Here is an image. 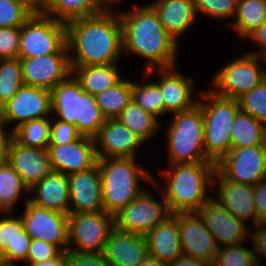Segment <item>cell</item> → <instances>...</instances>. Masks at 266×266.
<instances>
[{
  "label": "cell",
  "mask_w": 266,
  "mask_h": 266,
  "mask_svg": "<svg viewBox=\"0 0 266 266\" xmlns=\"http://www.w3.org/2000/svg\"><path fill=\"white\" fill-rule=\"evenodd\" d=\"M122 28L123 54L143 58V72L177 65L179 45L164 29L159 16L149 4H134L118 13ZM179 51V52H178Z\"/></svg>",
  "instance_id": "6da1fadb"
},
{
  "label": "cell",
  "mask_w": 266,
  "mask_h": 266,
  "mask_svg": "<svg viewBox=\"0 0 266 266\" xmlns=\"http://www.w3.org/2000/svg\"><path fill=\"white\" fill-rule=\"evenodd\" d=\"M71 66L114 64L123 54L119 14L100 12L66 24Z\"/></svg>",
  "instance_id": "7a4b0ae2"
},
{
  "label": "cell",
  "mask_w": 266,
  "mask_h": 266,
  "mask_svg": "<svg viewBox=\"0 0 266 266\" xmlns=\"http://www.w3.org/2000/svg\"><path fill=\"white\" fill-rule=\"evenodd\" d=\"M159 168L153 183L161 190L170 214L197 212L213 197L216 164L195 162ZM161 176V177H160ZM159 178L163 180L159 181Z\"/></svg>",
  "instance_id": "3957f363"
},
{
  "label": "cell",
  "mask_w": 266,
  "mask_h": 266,
  "mask_svg": "<svg viewBox=\"0 0 266 266\" xmlns=\"http://www.w3.org/2000/svg\"><path fill=\"white\" fill-rule=\"evenodd\" d=\"M104 211L113 217L151 185L153 173L137 158H97ZM145 167V168H144Z\"/></svg>",
  "instance_id": "277c9868"
},
{
  "label": "cell",
  "mask_w": 266,
  "mask_h": 266,
  "mask_svg": "<svg viewBox=\"0 0 266 266\" xmlns=\"http://www.w3.org/2000/svg\"><path fill=\"white\" fill-rule=\"evenodd\" d=\"M51 116L75 125L82 136L91 138L106 120L95 96L85 92L73 74L51 89Z\"/></svg>",
  "instance_id": "5b68a950"
},
{
  "label": "cell",
  "mask_w": 266,
  "mask_h": 266,
  "mask_svg": "<svg viewBox=\"0 0 266 266\" xmlns=\"http://www.w3.org/2000/svg\"><path fill=\"white\" fill-rule=\"evenodd\" d=\"M164 131L167 142L165 165L211 162L204 148V122L201 105L172 114Z\"/></svg>",
  "instance_id": "8992f818"
},
{
  "label": "cell",
  "mask_w": 266,
  "mask_h": 266,
  "mask_svg": "<svg viewBox=\"0 0 266 266\" xmlns=\"http://www.w3.org/2000/svg\"><path fill=\"white\" fill-rule=\"evenodd\" d=\"M198 103L204 122V148L207 158L217 164L231 150V129L237 113L238 101L221 97L202 88Z\"/></svg>",
  "instance_id": "52a82bcc"
},
{
  "label": "cell",
  "mask_w": 266,
  "mask_h": 266,
  "mask_svg": "<svg viewBox=\"0 0 266 266\" xmlns=\"http://www.w3.org/2000/svg\"><path fill=\"white\" fill-rule=\"evenodd\" d=\"M225 63L209 79L208 85L210 90L221 97L237 100L266 78L264 57L246 52Z\"/></svg>",
  "instance_id": "ba28073f"
},
{
  "label": "cell",
  "mask_w": 266,
  "mask_h": 266,
  "mask_svg": "<svg viewBox=\"0 0 266 266\" xmlns=\"http://www.w3.org/2000/svg\"><path fill=\"white\" fill-rule=\"evenodd\" d=\"M69 53L66 24L43 13H34L20 27L18 58Z\"/></svg>",
  "instance_id": "9c48e42d"
},
{
  "label": "cell",
  "mask_w": 266,
  "mask_h": 266,
  "mask_svg": "<svg viewBox=\"0 0 266 266\" xmlns=\"http://www.w3.org/2000/svg\"><path fill=\"white\" fill-rule=\"evenodd\" d=\"M114 227V217L105 211L69 213L67 251L103 253Z\"/></svg>",
  "instance_id": "30bf717a"
},
{
  "label": "cell",
  "mask_w": 266,
  "mask_h": 266,
  "mask_svg": "<svg viewBox=\"0 0 266 266\" xmlns=\"http://www.w3.org/2000/svg\"><path fill=\"white\" fill-rule=\"evenodd\" d=\"M151 186L160 192V198L158 199L150 190H144L114 216V225L117 229L145 236L170 215L163 193L154 183Z\"/></svg>",
  "instance_id": "8fae6325"
},
{
  "label": "cell",
  "mask_w": 266,
  "mask_h": 266,
  "mask_svg": "<svg viewBox=\"0 0 266 266\" xmlns=\"http://www.w3.org/2000/svg\"><path fill=\"white\" fill-rule=\"evenodd\" d=\"M177 66L155 68L145 72L153 79L154 74L157 73L156 75H158L156 76L158 79L154 82L160 87L164 99V115L192 109L198 104L199 94L201 93V89L198 88V91L195 89L196 80L189 75L178 72ZM195 93H198L197 97Z\"/></svg>",
  "instance_id": "7c38bea8"
},
{
  "label": "cell",
  "mask_w": 266,
  "mask_h": 266,
  "mask_svg": "<svg viewBox=\"0 0 266 266\" xmlns=\"http://www.w3.org/2000/svg\"><path fill=\"white\" fill-rule=\"evenodd\" d=\"M4 123L13 132L29 120L51 116V90L22 85L17 93L0 108ZM12 127V128H11Z\"/></svg>",
  "instance_id": "4fadbf2b"
},
{
  "label": "cell",
  "mask_w": 266,
  "mask_h": 266,
  "mask_svg": "<svg viewBox=\"0 0 266 266\" xmlns=\"http://www.w3.org/2000/svg\"><path fill=\"white\" fill-rule=\"evenodd\" d=\"M20 218L24 230L32 239L56 245L61 251L68 249V214L48 210L26 200Z\"/></svg>",
  "instance_id": "5bb4252c"
},
{
  "label": "cell",
  "mask_w": 266,
  "mask_h": 266,
  "mask_svg": "<svg viewBox=\"0 0 266 266\" xmlns=\"http://www.w3.org/2000/svg\"><path fill=\"white\" fill-rule=\"evenodd\" d=\"M216 169L228 180L254 186L266 178V145L231 148Z\"/></svg>",
  "instance_id": "9a60e30c"
},
{
  "label": "cell",
  "mask_w": 266,
  "mask_h": 266,
  "mask_svg": "<svg viewBox=\"0 0 266 266\" xmlns=\"http://www.w3.org/2000/svg\"><path fill=\"white\" fill-rule=\"evenodd\" d=\"M197 214L214 236L219 248L249 242V225L236 218L215 198L205 202Z\"/></svg>",
  "instance_id": "2e32d148"
},
{
  "label": "cell",
  "mask_w": 266,
  "mask_h": 266,
  "mask_svg": "<svg viewBox=\"0 0 266 266\" xmlns=\"http://www.w3.org/2000/svg\"><path fill=\"white\" fill-rule=\"evenodd\" d=\"M213 193L216 201L245 224L252 222L249 225L255 226L260 223L255 208L254 186L228 180L216 169Z\"/></svg>",
  "instance_id": "e0dca14e"
},
{
  "label": "cell",
  "mask_w": 266,
  "mask_h": 266,
  "mask_svg": "<svg viewBox=\"0 0 266 266\" xmlns=\"http://www.w3.org/2000/svg\"><path fill=\"white\" fill-rule=\"evenodd\" d=\"M25 85L48 90L72 74L69 53H53L36 58H20Z\"/></svg>",
  "instance_id": "ac0fdd59"
},
{
  "label": "cell",
  "mask_w": 266,
  "mask_h": 266,
  "mask_svg": "<svg viewBox=\"0 0 266 266\" xmlns=\"http://www.w3.org/2000/svg\"><path fill=\"white\" fill-rule=\"evenodd\" d=\"M177 221L183 254L212 264L219 247L197 212L177 213Z\"/></svg>",
  "instance_id": "d6986e66"
},
{
  "label": "cell",
  "mask_w": 266,
  "mask_h": 266,
  "mask_svg": "<svg viewBox=\"0 0 266 266\" xmlns=\"http://www.w3.org/2000/svg\"><path fill=\"white\" fill-rule=\"evenodd\" d=\"M97 158H138L145 143L119 119H106L94 137Z\"/></svg>",
  "instance_id": "ffe728a7"
},
{
  "label": "cell",
  "mask_w": 266,
  "mask_h": 266,
  "mask_svg": "<svg viewBox=\"0 0 266 266\" xmlns=\"http://www.w3.org/2000/svg\"><path fill=\"white\" fill-rule=\"evenodd\" d=\"M6 161L30 189L53 171L47 148L26 147L10 139Z\"/></svg>",
  "instance_id": "44dd1931"
},
{
  "label": "cell",
  "mask_w": 266,
  "mask_h": 266,
  "mask_svg": "<svg viewBox=\"0 0 266 266\" xmlns=\"http://www.w3.org/2000/svg\"><path fill=\"white\" fill-rule=\"evenodd\" d=\"M69 213L104 211L101 172L98 163L90 169L68 175Z\"/></svg>",
  "instance_id": "7402d4cb"
},
{
  "label": "cell",
  "mask_w": 266,
  "mask_h": 266,
  "mask_svg": "<svg viewBox=\"0 0 266 266\" xmlns=\"http://www.w3.org/2000/svg\"><path fill=\"white\" fill-rule=\"evenodd\" d=\"M47 149L53 171L67 176L88 170L97 163L94 138L88 136L67 144H49Z\"/></svg>",
  "instance_id": "603a6c76"
},
{
  "label": "cell",
  "mask_w": 266,
  "mask_h": 266,
  "mask_svg": "<svg viewBox=\"0 0 266 266\" xmlns=\"http://www.w3.org/2000/svg\"><path fill=\"white\" fill-rule=\"evenodd\" d=\"M102 254L111 266H139L148 255L146 237L114 227Z\"/></svg>",
  "instance_id": "cb8c5ba5"
},
{
  "label": "cell",
  "mask_w": 266,
  "mask_h": 266,
  "mask_svg": "<svg viewBox=\"0 0 266 266\" xmlns=\"http://www.w3.org/2000/svg\"><path fill=\"white\" fill-rule=\"evenodd\" d=\"M149 4L167 33L180 45L185 33L198 19L194 0H152Z\"/></svg>",
  "instance_id": "d4e9b609"
},
{
  "label": "cell",
  "mask_w": 266,
  "mask_h": 266,
  "mask_svg": "<svg viewBox=\"0 0 266 266\" xmlns=\"http://www.w3.org/2000/svg\"><path fill=\"white\" fill-rule=\"evenodd\" d=\"M29 201L59 213L69 214L68 176L52 171L29 189Z\"/></svg>",
  "instance_id": "484cf974"
},
{
  "label": "cell",
  "mask_w": 266,
  "mask_h": 266,
  "mask_svg": "<svg viewBox=\"0 0 266 266\" xmlns=\"http://www.w3.org/2000/svg\"><path fill=\"white\" fill-rule=\"evenodd\" d=\"M148 254L170 265L183 252L178 230L177 213L170 214L146 235Z\"/></svg>",
  "instance_id": "4316f807"
},
{
  "label": "cell",
  "mask_w": 266,
  "mask_h": 266,
  "mask_svg": "<svg viewBox=\"0 0 266 266\" xmlns=\"http://www.w3.org/2000/svg\"><path fill=\"white\" fill-rule=\"evenodd\" d=\"M120 66L98 64L88 66H71L72 74L80 82L82 89L93 96L115 86L124 77L119 73Z\"/></svg>",
  "instance_id": "83f0119b"
},
{
  "label": "cell",
  "mask_w": 266,
  "mask_h": 266,
  "mask_svg": "<svg viewBox=\"0 0 266 266\" xmlns=\"http://www.w3.org/2000/svg\"><path fill=\"white\" fill-rule=\"evenodd\" d=\"M229 29L241 40L266 22V0H238L236 14Z\"/></svg>",
  "instance_id": "f1b7e54d"
},
{
  "label": "cell",
  "mask_w": 266,
  "mask_h": 266,
  "mask_svg": "<svg viewBox=\"0 0 266 266\" xmlns=\"http://www.w3.org/2000/svg\"><path fill=\"white\" fill-rule=\"evenodd\" d=\"M29 200V188L13 167L4 161L0 164V213L15 212L14 207L21 202Z\"/></svg>",
  "instance_id": "f546056e"
},
{
  "label": "cell",
  "mask_w": 266,
  "mask_h": 266,
  "mask_svg": "<svg viewBox=\"0 0 266 266\" xmlns=\"http://www.w3.org/2000/svg\"><path fill=\"white\" fill-rule=\"evenodd\" d=\"M266 145V125L239 111L231 129V148Z\"/></svg>",
  "instance_id": "4dcf8cb0"
},
{
  "label": "cell",
  "mask_w": 266,
  "mask_h": 266,
  "mask_svg": "<svg viewBox=\"0 0 266 266\" xmlns=\"http://www.w3.org/2000/svg\"><path fill=\"white\" fill-rule=\"evenodd\" d=\"M117 119L144 143H148L150 140L153 141L162 126L156 117L146 112L133 100L123 109Z\"/></svg>",
  "instance_id": "1f68e13d"
},
{
  "label": "cell",
  "mask_w": 266,
  "mask_h": 266,
  "mask_svg": "<svg viewBox=\"0 0 266 266\" xmlns=\"http://www.w3.org/2000/svg\"><path fill=\"white\" fill-rule=\"evenodd\" d=\"M100 12L92 0H44L42 10L43 14L65 24Z\"/></svg>",
  "instance_id": "d6a6232c"
},
{
  "label": "cell",
  "mask_w": 266,
  "mask_h": 266,
  "mask_svg": "<svg viewBox=\"0 0 266 266\" xmlns=\"http://www.w3.org/2000/svg\"><path fill=\"white\" fill-rule=\"evenodd\" d=\"M132 100V80L123 78L115 86L95 95L99 109L106 119L118 118Z\"/></svg>",
  "instance_id": "836d02e7"
},
{
  "label": "cell",
  "mask_w": 266,
  "mask_h": 266,
  "mask_svg": "<svg viewBox=\"0 0 266 266\" xmlns=\"http://www.w3.org/2000/svg\"><path fill=\"white\" fill-rule=\"evenodd\" d=\"M141 75L143 80H132V100L161 121L160 117H164V99L160 87L145 72L142 71Z\"/></svg>",
  "instance_id": "e575fe53"
},
{
  "label": "cell",
  "mask_w": 266,
  "mask_h": 266,
  "mask_svg": "<svg viewBox=\"0 0 266 266\" xmlns=\"http://www.w3.org/2000/svg\"><path fill=\"white\" fill-rule=\"evenodd\" d=\"M51 117L29 120L12 132V137L26 147L48 148Z\"/></svg>",
  "instance_id": "d590c367"
},
{
  "label": "cell",
  "mask_w": 266,
  "mask_h": 266,
  "mask_svg": "<svg viewBox=\"0 0 266 266\" xmlns=\"http://www.w3.org/2000/svg\"><path fill=\"white\" fill-rule=\"evenodd\" d=\"M24 85L20 58L0 59V108Z\"/></svg>",
  "instance_id": "8d00e7d4"
},
{
  "label": "cell",
  "mask_w": 266,
  "mask_h": 266,
  "mask_svg": "<svg viewBox=\"0 0 266 266\" xmlns=\"http://www.w3.org/2000/svg\"><path fill=\"white\" fill-rule=\"evenodd\" d=\"M244 243L220 247L211 266H252L256 261L252 245Z\"/></svg>",
  "instance_id": "74e56055"
},
{
  "label": "cell",
  "mask_w": 266,
  "mask_h": 266,
  "mask_svg": "<svg viewBox=\"0 0 266 266\" xmlns=\"http://www.w3.org/2000/svg\"><path fill=\"white\" fill-rule=\"evenodd\" d=\"M237 101L240 111L266 125V78Z\"/></svg>",
  "instance_id": "f35d334b"
},
{
  "label": "cell",
  "mask_w": 266,
  "mask_h": 266,
  "mask_svg": "<svg viewBox=\"0 0 266 266\" xmlns=\"http://www.w3.org/2000/svg\"><path fill=\"white\" fill-rule=\"evenodd\" d=\"M198 18L200 16L227 21L226 25L232 23L237 8L238 0H194ZM232 19L231 22L228 21ZM226 19V20H225Z\"/></svg>",
  "instance_id": "ab89813d"
},
{
  "label": "cell",
  "mask_w": 266,
  "mask_h": 266,
  "mask_svg": "<svg viewBox=\"0 0 266 266\" xmlns=\"http://www.w3.org/2000/svg\"><path fill=\"white\" fill-rule=\"evenodd\" d=\"M34 13L16 0H0V28L21 27Z\"/></svg>",
  "instance_id": "60d3db41"
},
{
  "label": "cell",
  "mask_w": 266,
  "mask_h": 266,
  "mask_svg": "<svg viewBox=\"0 0 266 266\" xmlns=\"http://www.w3.org/2000/svg\"><path fill=\"white\" fill-rule=\"evenodd\" d=\"M0 253L2 254L8 245H12L19 233L24 229L19 213H0ZM18 215V216H17Z\"/></svg>",
  "instance_id": "b9f144b4"
},
{
  "label": "cell",
  "mask_w": 266,
  "mask_h": 266,
  "mask_svg": "<svg viewBox=\"0 0 266 266\" xmlns=\"http://www.w3.org/2000/svg\"><path fill=\"white\" fill-rule=\"evenodd\" d=\"M31 240L32 238L23 229L16 241L12 245H8V248L2 253L3 261L10 266L26 264Z\"/></svg>",
  "instance_id": "7bdbcfd3"
},
{
  "label": "cell",
  "mask_w": 266,
  "mask_h": 266,
  "mask_svg": "<svg viewBox=\"0 0 266 266\" xmlns=\"http://www.w3.org/2000/svg\"><path fill=\"white\" fill-rule=\"evenodd\" d=\"M81 136L75 125L51 117L49 144H67L77 140Z\"/></svg>",
  "instance_id": "ee69618b"
},
{
  "label": "cell",
  "mask_w": 266,
  "mask_h": 266,
  "mask_svg": "<svg viewBox=\"0 0 266 266\" xmlns=\"http://www.w3.org/2000/svg\"><path fill=\"white\" fill-rule=\"evenodd\" d=\"M20 27L0 28V59L18 58Z\"/></svg>",
  "instance_id": "f6af8a7d"
},
{
  "label": "cell",
  "mask_w": 266,
  "mask_h": 266,
  "mask_svg": "<svg viewBox=\"0 0 266 266\" xmlns=\"http://www.w3.org/2000/svg\"><path fill=\"white\" fill-rule=\"evenodd\" d=\"M61 250L49 242L40 239H32L29 251L27 262H41L47 261L52 258H55Z\"/></svg>",
  "instance_id": "bcb514c9"
},
{
  "label": "cell",
  "mask_w": 266,
  "mask_h": 266,
  "mask_svg": "<svg viewBox=\"0 0 266 266\" xmlns=\"http://www.w3.org/2000/svg\"><path fill=\"white\" fill-rule=\"evenodd\" d=\"M253 228V229H252ZM249 242L252 245L255 259L258 262L266 261V222L249 227Z\"/></svg>",
  "instance_id": "7dc6e473"
},
{
  "label": "cell",
  "mask_w": 266,
  "mask_h": 266,
  "mask_svg": "<svg viewBox=\"0 0 266 266\" xmlns=\"http://www.w3.org/2000/svg\"><path fill=\"white\" fill-rule=\"evenodd\" d=\"M67 266H111L102 253L67 251Z\"/></svg>",
  "instance_id": "c3c4849f"
},
{
  "label": "cell",
  "mask_w": 266,
  "mask_h": 266,
  "mask_svg": "<svg viewBox=\"0 0 266 266\" xmlns=\"http://www.w3.org/2000/svg\"><path fill=\"white\" fill-rule=\"evenodd\" d=\"M254 200L258 220L266 222V178L254 185Z\"/></svg>",
  "instance_id": "681fc988"
},
{
  "label": "cell",
  "mask_w": 266,
  "mask_h": 266,
  "mask_svg": "<svg viewBox=\"0 0 266 266\" xmlns=\"http://www.w3.org/2000/svg\"><path fill=\"white\" fill-rule=\"evenodd\" d=\"M253 44L257 45V51H248L247 53L264 57L266 55V22L252 32L247 38Z\"/></svg>",
  "instance_id": "f907efd6"
},
{
  "label": "cell",
  "mask_w": 266,
  "mask_h": 266,
  "mask_svg": "<svg viewBox=\"0 0 266 266\" xmlns=\"http://www.w3.org/2000/svg\"><path fill=\"white\" fill-rule=\"evenodd\" d=\"M11 138H12V131L4 123L0 115V164L6 161L7 148Z\"/></svg>",
  "instance_id": "816d5d0a"
},
{
  "label": "cell",
  "mask_w": 266,
  "mask_h": 266,
  "mask_svg": "<svg viewBox=\"0 0 266 266\" xmlns=\"http://www.w3.org/2000/svg\"><path fill=\"white\" fill-rule=\"evenodd\" d=\"M27 266H67V251H61L55 258L41 262H27Z\"/></svg>",
  "instance_id": "f5cc1de1"
},
{
  "label": "cell",
  "mask_w": 266,
  "mask_h": 266,
  "mask_svg": "<svg viewBox=\"0 0 266 266\" xmlns=\"http://www.w3.org/2000/svg\"><path fill=\"white\" fill-rule=\"evenodd\" d=\"M169 266H211L207 261L182 254Z\"/></svg>",
  "instance_id": "db71d44e"
},
{
  "label": "cell",
  "mask_w": 266,
  "mask_h": 266,
  "mask_svg": "<svg viewBox=\"0 0 266 266\" xmlns=\"http://www.w3.org/2000/svg\"><path fill=\"white\" fill-rule=\"evenodd\" d=\"M93 4L101 11V12H120V8L117 9V5H123L124 0H92ZM120 3V4H119ZM115 7V8H114ZM116 9V10H115Z\"/></svg>",
  "instance_id": "11a10c76"
},
{
  "label": "cell",
  "mask_w": 266,
  "mask_h": 266,
  "mask_svg": "<svg viewBox=\"0 0 266 266\" xmlns=\"http://www.w3.org/2000/svg\"><path fill=\"white\" fill-rule=\"evenodd\" d=\"M27 6L33 13H42L44 0H16Z\"/></svg>",
  "instance_id": "9f6ffc18"
},
{
  "label": "cell",
  "mask_w": 266,
  "mask_h": 266,
  "mask_svg": "<svg viewBox=\"0 0 266 266\" xmlns=\"http://www.w3.org/2000/svg\"><path fill=\"white\" fill-rule=\"evenodd\" d=\"M139 266H169V265L161 262L158 258L148 254Z\"/></svg>",
  "instance_id": "6f0895ef"
},
{
  "label": "cell",
  "mask_w": 266,
  "mask_h": 266,
  "mask_svg": "<svg viewBox=\"0 0 266 266\" xmlns=\"http://www.w3.org/2000/svg\"><path fill=\"white\" fill-rule=\"evenodd\" d=\"M252 266H266V264L263 262L255 261V263Z\"/></svg>",
  "instance_id": "680465c9"
},
{
  "label": "cell",
  "mask_w": 266,
  "mask_h": 266,
  "mask_svg": "<svg viewBox=\"0 0 266 266\" xmlns=\"http://www.w3.org/2000/svg\"><path fill=\"white\" fill-rule=\"evenodd\" d=\"M0 266H10V265H8L6 262H2L1 264H0Z\"/></svg>",
  "instance_id": "91938a15"
},
{
  "label": "cell",
  "mask_w": 266,
  "mask_h": 266,
  "mask_svg": "<svg viewBox=\"0 0 266 266\" xmlns=\"http://www.w3.org/2000/svg\"><path fill=\"white\" fill-rule=\"evenodd\" d=\"M3 262L2 254L0 253V264Z\"/></svg>",
  "instance_id": "94428289"
},
{
  "label": "cell",
  "mask_w": 266,
  "mask_h": 266,
  "mask_svg": "<svg viewBox=\"0 0 266 266\" xmlns=\"http://www.w3.org/2000/svg\"><path fill=\"white\" fill-rule=\"evenodd\" d=\"M264 60H265V63H266V55L264 56ZM264 66L266 67V64Z\"/></svg>",
  "instance_id": "6125c7cd"
}]
</instances>
